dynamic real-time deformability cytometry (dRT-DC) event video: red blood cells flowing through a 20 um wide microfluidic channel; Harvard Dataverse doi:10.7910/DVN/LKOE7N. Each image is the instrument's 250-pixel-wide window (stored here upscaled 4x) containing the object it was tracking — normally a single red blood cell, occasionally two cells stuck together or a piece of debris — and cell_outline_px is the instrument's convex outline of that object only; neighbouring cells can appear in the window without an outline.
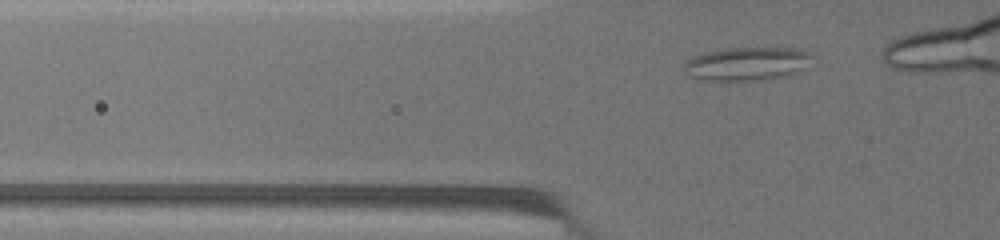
{"species": "common noctule bat (a hibernating species)", "species_latin": "Nyctalus noctula", "temperature_condition": "warm", "stored_images_in_passage": 23, "camera_frame_rate_fps": 3000, "um_per_image_px": 0.085, "animal": {"sex": "female", "body_mass_g": 19.5, "forearm_length_mm": 54.1}, "frame": {"image": 1, "passage_image": 3, "time_ms": 0.667, "image_size_px": [1000, 240], "cell_outline_px": [[812, 56], [804, 68], [788, 76], [756, 80], [708, 80], [692, 76], [684, 68], [684, 64], [688, 60], [696, 56], [708, 52], [728, 48], [796, 48], [812, 52]], "centroid_in_image_um": [63.56, 5.41], "position_along_channel_um": 62.2, "area_um2": 24.45}}
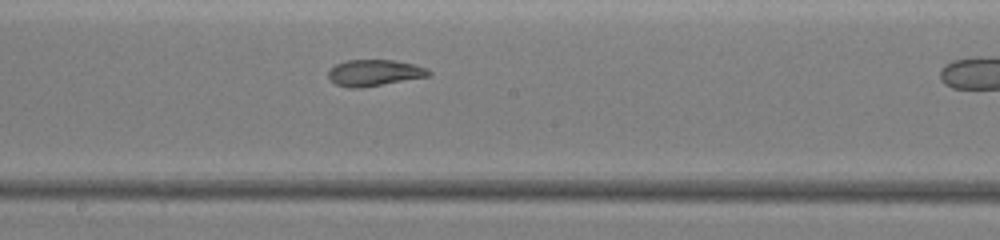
{"frame": {"image": 2, "passage_image": 16, "time_ms": 6.0, "image_size_px": [1000, 240], "cell_outline_px": [[432, 72], [428, 76], [360, 88], [352, 88], [336, 84], [328, 76], [328, 72], [336, 64], [348, 60], [392, 60], [412, 64], [428, 68]], "centroid_in_image_um": [31.83, 6.18], "position_along_channel_um": 216.4, "area_um2": 15.09}}
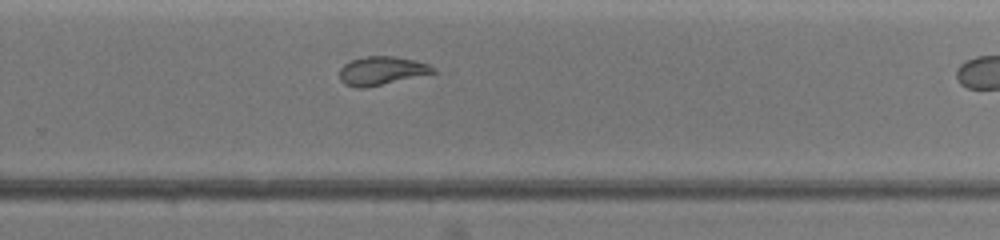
{"frame": {"image": 3, "passage_image": 22, "time_ms": 8.667, "image_size_px": [1000, 240], "cell_outline_px": [[436, 72], [364, 88], [356, 88], [344, 84], [340, 80], [340, 68], [344, 64], [352, 60], [364, 56], [396, 56], [428, 64], [436, 68]], "centroid_in_image_um": [32.4, 6.01], "position_along_channel_um": 297.4, "area_um2": 15.37}}